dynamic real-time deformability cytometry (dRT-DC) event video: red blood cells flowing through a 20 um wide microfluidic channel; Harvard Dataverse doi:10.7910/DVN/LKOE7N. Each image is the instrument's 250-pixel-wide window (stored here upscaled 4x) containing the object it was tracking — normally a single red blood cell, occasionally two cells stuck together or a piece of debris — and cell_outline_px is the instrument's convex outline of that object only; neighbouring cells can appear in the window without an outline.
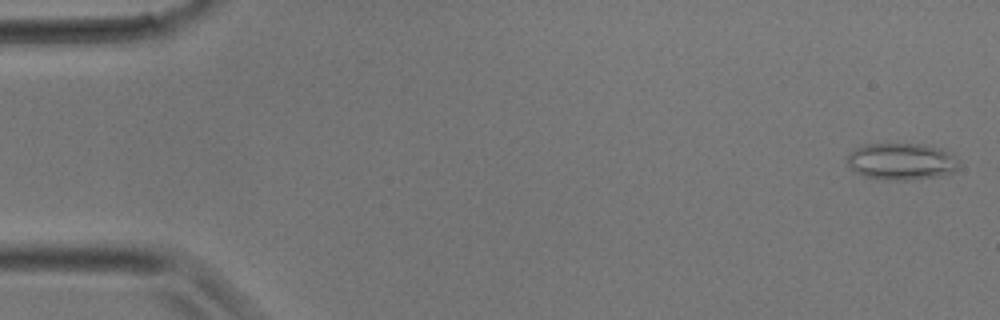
{"species": "common noctule bat (a hibernating species)", "species_latin": "Nyctalus noctula", "temperature_condition": "room temperature", "stored_images_in_passage": 3, "camera_frame_rate_fps": 3000, "um_per_image_px": 0.085, "animal": {"sex": "male", "body_mass_g": 17.9}, "frame": {"image": 1, "passage_image": 1, "time_ms": 0.0, "image_size_px": [1000, 320], "cell_outline_px": [[960, 164], [948, 176], [908, 180], [888, 180], [864, 176], [856, 172], [848, 164], [848, 156], [856, 148], [864, 144], [924, 144], [940, 148], [948, 152]], "centroid_in_image_um": [76.65, 13.74], "position_along_channel_um": 8.3, "area_um2": 23.93}}